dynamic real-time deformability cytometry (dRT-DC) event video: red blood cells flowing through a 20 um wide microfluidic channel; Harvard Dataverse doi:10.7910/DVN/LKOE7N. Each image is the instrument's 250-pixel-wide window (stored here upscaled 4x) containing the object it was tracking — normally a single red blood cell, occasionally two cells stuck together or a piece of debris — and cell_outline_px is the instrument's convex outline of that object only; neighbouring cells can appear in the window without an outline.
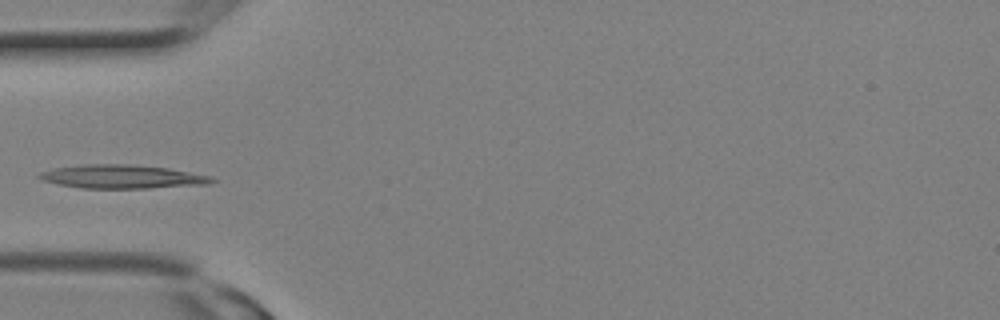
{"species": "Egyptian fruit bat (a non-hibernating species)", "species_latin": "Rousettus aegyptiacus", "temperature_condition": "room temperature", "stored_images_in_passage": 8, "camera_frame_rate_fps": 3000, "um_per_image_px": 0.085, "animal": {"sex": "female"}, "frame": {"image": 1, "passage_image": 7, "time_ms": 2.0, "image_size_px": [1000, 320], "cell_outline_px": [[216, 180], [208, 184], [148, 188], [80, 188], [40, 180], [36, 176], [40, 172], [52, 168], [80, 164], [128, 164], [168, 168], [212, 176]], "centroid_in_image_um": [10.34, 15.01], "position_along_channel_um": 74.7, "area_um2": 23.81}}